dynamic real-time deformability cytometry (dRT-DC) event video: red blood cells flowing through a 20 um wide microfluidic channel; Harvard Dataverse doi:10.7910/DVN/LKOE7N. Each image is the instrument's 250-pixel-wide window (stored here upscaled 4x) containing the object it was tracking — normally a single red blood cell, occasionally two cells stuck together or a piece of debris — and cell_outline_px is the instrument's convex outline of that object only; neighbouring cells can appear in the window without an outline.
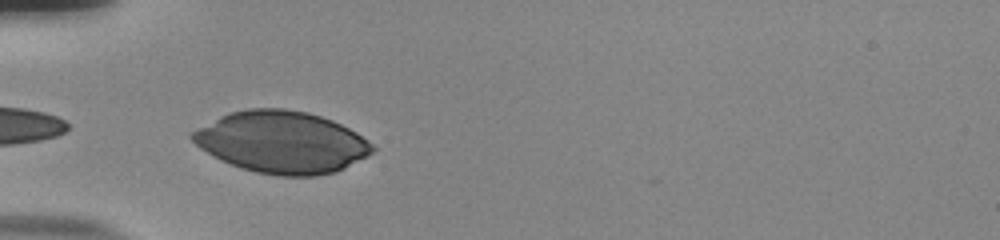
{"species": "human", "species_latin": "Homo sapiens", "temperature_condition": "room temperature", "stored_images_in_passage": 34, "camera_frame_rate_fps": 3000, "um_per_image_px": 0.085, "donor": {"sex": "male"}, "frame": {"image": 1, "passage_image": 1, "time_ms": 0.0, "image_size_px": [1000, 240], "cell_outline_px": [[376, 148], [372, 152], [344, 168], [336, 172], [316, 176], [280, 176], [256, 172], [240, 168], [200, 148], [188, 136], [188, 132], [220, 116], [232, 112], [248, 108], [284, 108], [308, 112], [332, 120], [356, 132], [368, 140]], "centroid_in_image_um": [23.93, 12.07], "position_along_channel_um": 61.1, "area_um2": 64.74}}
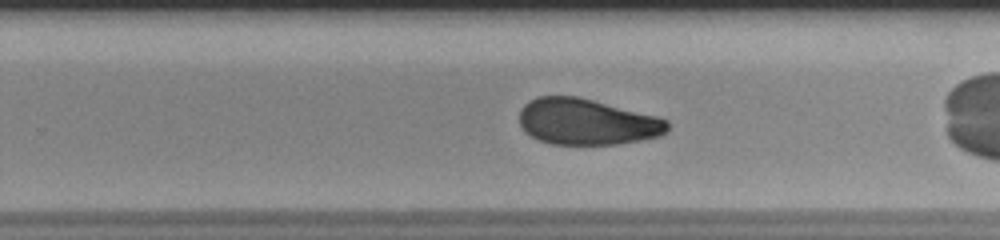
{"frame": {"image": 2, "passage_image": 16, "time_ms": 5.0, "image_size_px": [1000, 240], "cell_outline_px": [[668, 132], [660, 136], [640, 140], [616, 144], [552, 144], [540, 140], [524, 132], [520, 124], [520, 108], [524, 104], [536, 96], [576, 96], [660, 116], [668, 120]], "centroid_in_image_um": [49.9, 10.34], "position_along_channel_um": 279.9, "area_um2": 40.0}}
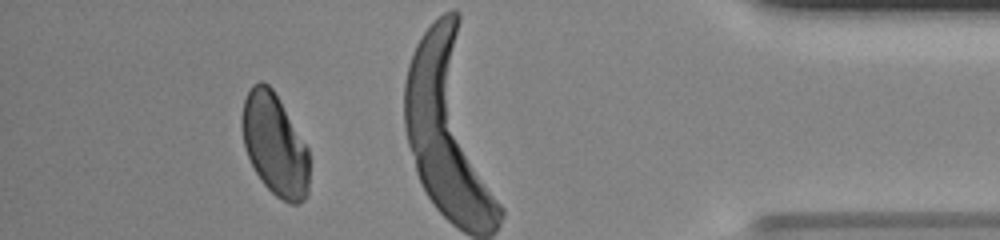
{"frame": {"image": 3, "passage_image": 30, "time_ms": 9.667, "image_size_px": [1000, 240], "cell_outline_px": [[308, 192], [304, 200], [300, 204], [288, 204], [280, 200], [260, 180], [244, 148], [240, 124], [240, 120], [244, 100], [252, 84], [260, 80], [268, 84], [272, 88], [308, 148]], "centroid_in_image_um": [23.33, 12.31], "position_along_channel_um": 411.9, "area_um2": 40.06}, "authors_computed_cell_mechanics": {"area_um2": 41.4715, "velocity_mm_per_s": 3.8452, "shape_relaxation_time_tau1_ms": null, "shape_relaxation_time_tau2_ms": 1.2917, "deformation_change_tau1": null, "deformation_change_tau2": 0.0475}}